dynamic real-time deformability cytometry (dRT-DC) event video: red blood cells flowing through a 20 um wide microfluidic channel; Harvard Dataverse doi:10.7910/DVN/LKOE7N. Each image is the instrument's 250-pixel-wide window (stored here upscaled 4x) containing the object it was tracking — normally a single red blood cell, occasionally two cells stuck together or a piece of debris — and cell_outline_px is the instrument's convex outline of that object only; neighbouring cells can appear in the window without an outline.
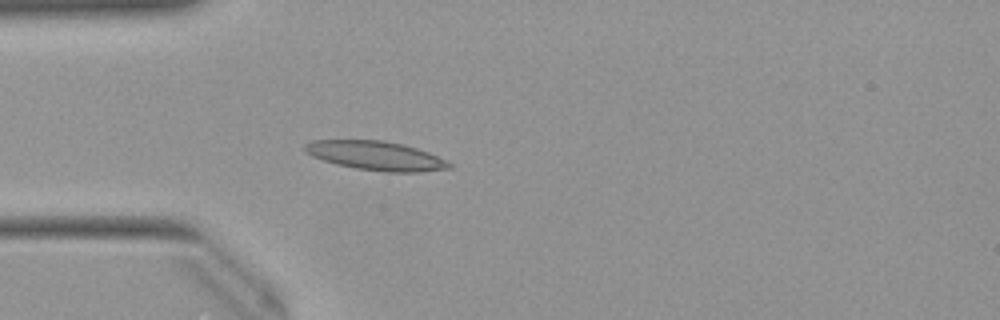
{"species": "Egyptian fruit bat (a non-hibernating species)", "species_latin": "Rousettus aegyptiacus", "temperature_condition": "warm", "stored_images_in_passage": 51, "camera_frame_rate_fps": 3000, "um_per_image_px": 0.085, "animal": {"sex": "female"}, "frame": {"image": 1, "passage_image": 14, "time_ms": 4.333, "image_size_px": [1000, 320], "cell_outline_px": [[452, 168], [420, 172], [384, 172], [356, 168], [336, 164], [312, 156], [304, 152], [304, 144], [312, 140], [384, 140], [404, 144], [428, 152], [452, 164]], "centroid_in_image_um": [31.93, 13.23], "position_along_channel_um": 53.1, "area_um2": 24.45}}
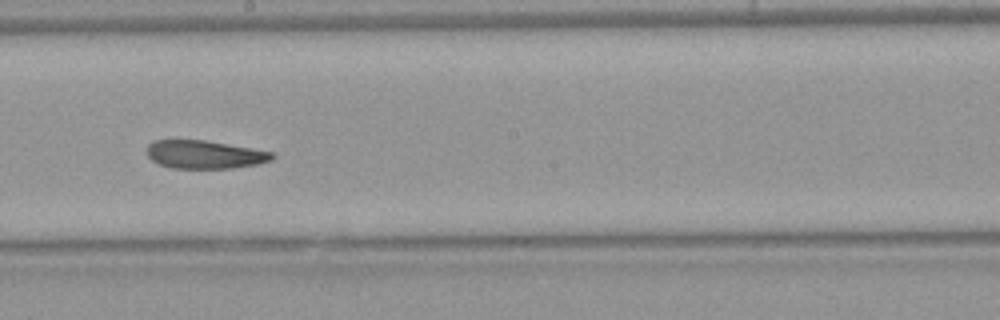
{"frame": {"image": 2, "passage_image": 28, "time_ms": 9.0, "image_size_px": [1000, 320], "cell_outline_px": [[276, 156], [272, 160], [256, 164], [232, 168], [172, 168], [160, 164], [152, 160], [148, 156], [148, 144], [152, 140], [204, 140], [252, 148], [272, 152]], "centroid_in_image_um": [17.4, 13.13], "position_along_channel_um": 230.8, "area_um2": 20.46}}
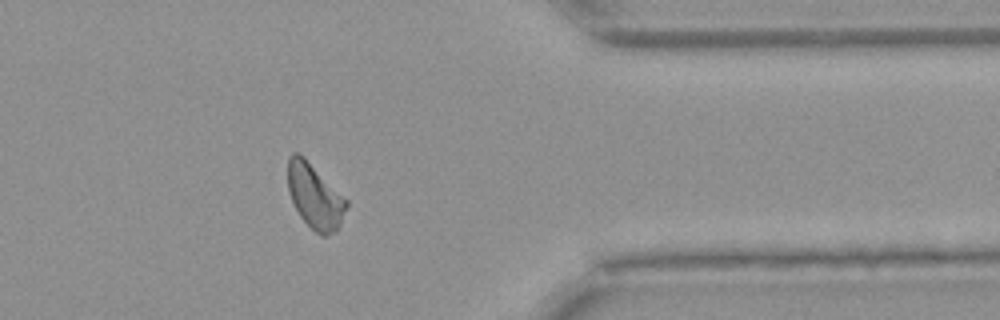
{"frame": {"image": 3, "passage_image": 41, "time_ms": 13.333, "image_size_px": [1000, 320], "cell_outline_px": [[348, 204], [340, 224], [332, 232], [324, 236], [320, 236], [300, 216], [288, 192], [288, 156], [292, 152], [300, 152], [348, 200]], "centroid_in_image_um": [26.75, 16.63], "position_along_channel_um": 384.7, "area_um2": 21.96}, "authors_computed_cell_mechanics": {"area_um2": 22.0218, "velocity_mm_per_s": 3.9582, "shape_relaxation_time_tau1_ms": 10.1825, "shape_relaxation_time_tau2_ms": 4.4378, "deformation_change_tau1": 0.1847, "deformation_change_tau2": 0.1283}}